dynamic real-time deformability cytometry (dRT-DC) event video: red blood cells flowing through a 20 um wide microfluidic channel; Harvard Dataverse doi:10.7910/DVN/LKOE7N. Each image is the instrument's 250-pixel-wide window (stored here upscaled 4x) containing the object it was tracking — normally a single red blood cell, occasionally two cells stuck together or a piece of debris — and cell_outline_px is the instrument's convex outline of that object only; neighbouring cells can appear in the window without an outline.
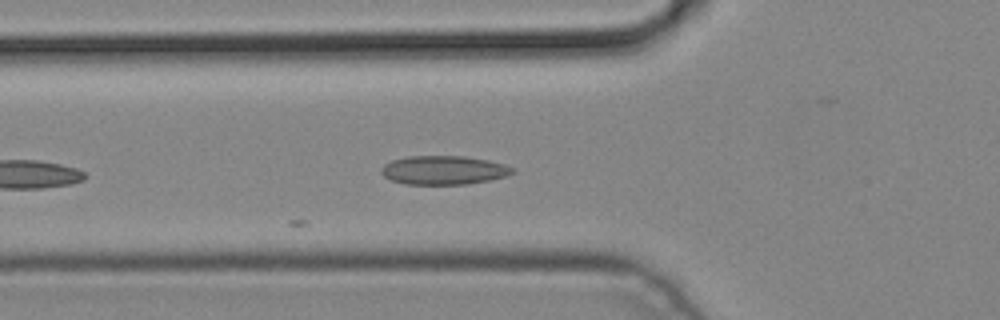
{"species": "common noctule bat (a hibernating species)", "species_latin": "Nyctalus noctula", "temperature_condition": "cold", "stored_images_in_passage": 5, "camera_frame_rate_fps": 3000, "um_per_image_px": 0.085, "animal": {"sex": "male", "body_mass_g": 19.2, "forearm_length_mm": 51.8}, "frame": {"image": 1, "passage_image": 5, "time_ms": 1.333, "image_size_px": [1000, 320], "cell_outline_px": [[516, 172], [508, 176], [468, 184], [404, 184], [392, 180], [384, 176], [380, 172], [380, 168], [384, 164], [392, 160], [408, 156], [464, 156], [488, 160], [504, 164], [516, 168]], "centroid_in_image_um": [37.74, 14.46], "position_along_channel_um": 88.1, "area_um2": 22.2}}